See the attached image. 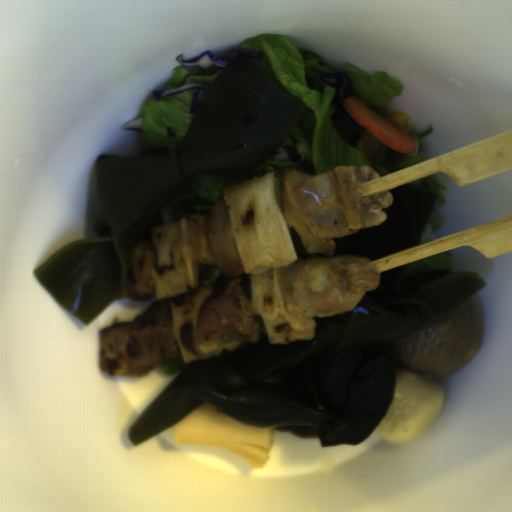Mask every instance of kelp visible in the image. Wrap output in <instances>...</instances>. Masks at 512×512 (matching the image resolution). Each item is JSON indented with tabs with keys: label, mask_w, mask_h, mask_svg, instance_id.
Instances as JSON below:
<instances>
[{
	"label": "kelp",
	"mask_w": 512,
	"mask_h": 512,
	"mask_svg": "<svg viewBox=\"0 0 512 512\" xmlns=\"http://www.w3.org/2000/svg\"><path fill=\"white\" fill-rule=\"evenodd\" d=\"M486 287L480 272L425 270L397 290L366 291L352 312L311 317V340L241 342L194 360L129 427L139 445L196 407L211 404L247 425L317 438L322 448L360 445L395 395V342Z\"/></svg>",
	"instance_id": "99668d17"
},
{
	"label": "kelp",
	"mask_w": 512,
	"mask_h": 512,
	"mask_svg": "<svg viewBox=\"0 0 512 512\" xmlns=\"http://www.w3.org/2000/svg\"><path fill=\"white\" fill-rule=\"evenodd\" d=\"M292 242L294 245V248L296 250L298 260H305L306 258H326L329 257V254H317V253H308L306 248L304 247L300 235L297 233V231L292 227L289 226Z\"/></svg>",
	"instance_id": "604fcf36"
},
{
	"label": "kelp",
	"mask_w": 512,
	"mask_h": 512,
	"mask_svg": "<svg viewBox=\"0 0 512 512\" xmlns=\"http://www.w3.org/2000/svg\"><path fill=\"white\" fill-rule=\"evenodd\" d=\"M240 286L246 296L253 300L251 275L249 273H246L245 271L242 273L240 277Z\"/></svg>",
	"instance_id": "861f05c9"
},
{
	"label": "kelp",
	"mask_w": 512,
	"mask_h": 512,
	"mask_svg": "<svg viewBox=\"0 0 512 512\" xmlns=\"http://www.w3.org/2000/svg\"><path fill=\"white\" fill-rule=\"evenodd\" d=\"M392 202L383 208L386 220L379 226L359 229L333 238L336 256H356L369 263L419 244L438 199V192L417 184L389 190Z\"/></svg>",
	"instance_id": "cf089659"
}]
</instances>
